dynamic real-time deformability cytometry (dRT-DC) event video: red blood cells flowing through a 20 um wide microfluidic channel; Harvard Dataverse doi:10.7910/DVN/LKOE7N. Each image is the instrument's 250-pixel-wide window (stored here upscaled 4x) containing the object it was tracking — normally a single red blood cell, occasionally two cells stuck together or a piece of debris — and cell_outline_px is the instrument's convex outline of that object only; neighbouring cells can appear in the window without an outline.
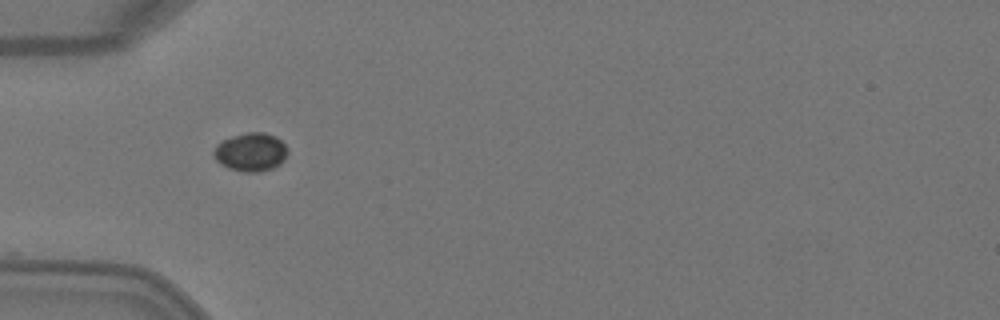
{"species": "Egyptian fruit bat (a non-hibernating species)", "species_latin": "Rousettus aegyptiacus", "temperature_condition": "warm", "stored_images_in_passage": 6, "camera_frame_rate_fps": 3000, "um_per_image_px": 0.085, "animal": {"sex": "female"}, "frame": {"image": 1, "passage_image": 4, "time_ms": 1.0, "image_size_px": [1000, 320], "cell_outline_px": [[288, 152], [284, 160], [280, 164], [272, 168], [256, 172], [244, 172], [228, 168], [220, 164], [216, 160], [212, 152], [216, 144], [232, 136], [248, 132], [264, 132], [276, 136], [288, 148]], "centroid_in_image_um": [21.31, 12.92], "position_along_channel_um": 63.7, "area_um2": 16.65}}